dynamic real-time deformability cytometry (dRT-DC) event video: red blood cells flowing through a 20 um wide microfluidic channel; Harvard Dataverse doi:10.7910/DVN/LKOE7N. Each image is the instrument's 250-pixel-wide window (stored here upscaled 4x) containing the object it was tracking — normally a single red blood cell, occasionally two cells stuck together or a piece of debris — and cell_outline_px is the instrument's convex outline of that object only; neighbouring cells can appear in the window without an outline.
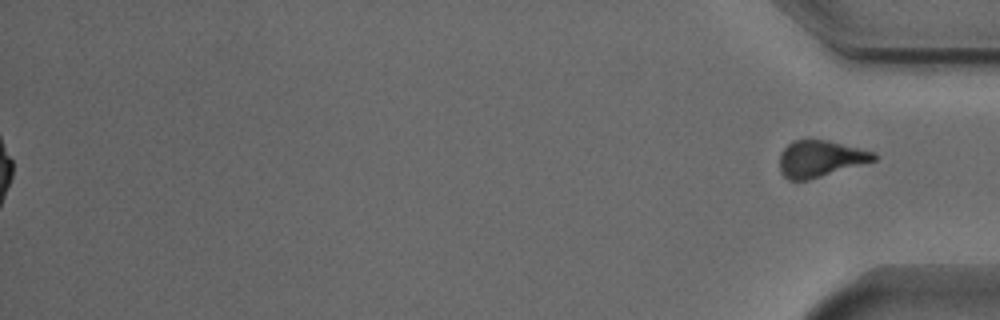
{"species": "Egyptian fruit bat (a non-hibernating species)", "species_latin": "Rousettus aegyptiacus", "temperature_condition": "cold", "stored_images_in_passage": 50, "segment_of_instrument_passage": [2, 2], "camera_frame_rate_fps": 3000, "um_per_image_px": 0.085, "animal": {"sex": "male"}, "frame": {"image": 1, "passage_image": 50, "time_ms": 16.333, "image_size_px": [1000, 320], "cell_outline_px": [[876, 160], [808, 180], [788, 180], [780, 172], [780, 152], [792, 140], [828, 140], [876, 152]], "centroid_in_image_um": [69.71, 13.48], "position_along_channel_um": 365.5, "area_um2": 20.0}}